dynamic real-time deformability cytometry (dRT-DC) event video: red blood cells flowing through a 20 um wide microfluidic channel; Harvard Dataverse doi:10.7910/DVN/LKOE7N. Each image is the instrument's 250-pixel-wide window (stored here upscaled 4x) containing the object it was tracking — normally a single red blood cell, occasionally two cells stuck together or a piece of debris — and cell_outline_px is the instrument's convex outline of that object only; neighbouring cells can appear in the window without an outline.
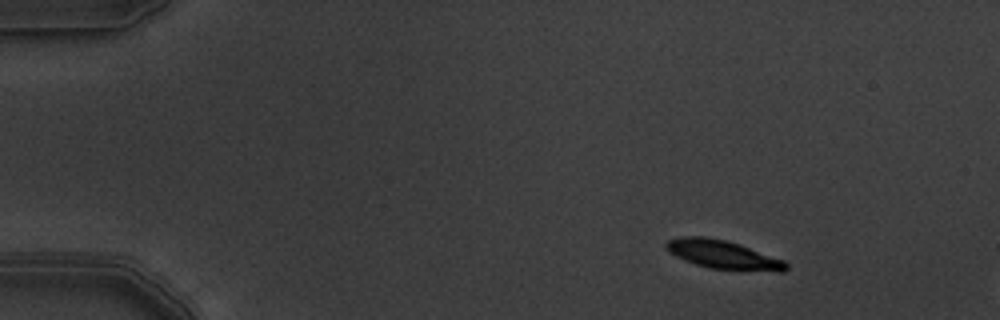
{"species": "common noctule bat (a hibernating species)", "species_latin": "Nyctalus noctula", "temperature_condition": "warm", "stored_images_in_passage": 4, "camera_frame_rate_fps": 3000, "um_per_image_px": 0.085, "animal": {"sex": "male", "body_mass_g": 19.5, "forearm_length_mm": 54.6}, "frame": {"image": 1, "passage_image": 1, "time_ms": 0.0, "image_size_px": [1000, 320], "cell_outline_px": [[788, 268], [784, 272], [776, 272], [712, 268], [696, 264], [684, 260], [668, 252], [664, 248], [664, 244], [668, 240], [680, 236], [708, 236], [728, 240], [740, 244], [784, 260], [788, 264]], "centroid_in_image_um": [61.45, 21.63], "position_along_channel_um": 23.5, "area_um2": 20.23}}